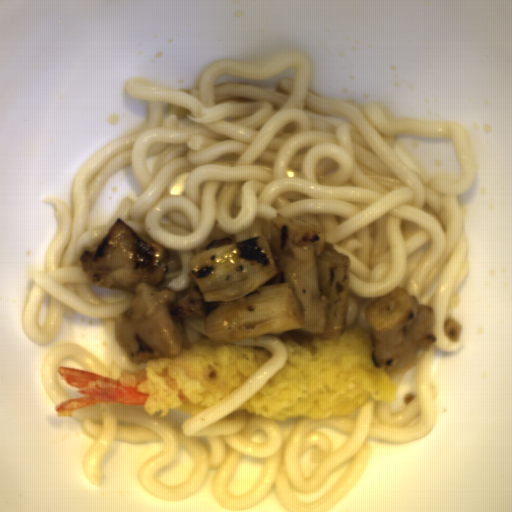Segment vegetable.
I'll list each match as a JSON object with an SVG mask.
<instances>
[{
    "label": "vegetable",
    "mask_w": 512,
    "mask_h": 512,
    "mask_svg": "<svg viewBox=\"0 0 512 512\" xmlns=\"http://www.w3.org/2000/svg\"><path fill=\"white\" fill-rule=\"evenodd\" d=\"M318 281L320 292L327 297L326 327L316 333L319 338L337 340L347 325L350 261L349 257L324 246V251L317 255Z\"/></svg>",
    "instance_id": "obj_2"
},
{
    "label": "vegetable",
    "mask_w": 512,
    "mask_h": 512,
    "mask_svg": "<svg viewBox=\"0 0 512 512\" xmlns=\"http://www.w3.org/2000/svg\"><path fill=\"white\" fill-rule=\"evenodd\" d=\"M188 265L191 288L171 313L178 319L200 315L211 341L289 333L304 324L290 282L269 283L280 272L268 235L213 241Z\"/></svg>",
    "instance_id": "obj_1"
}]
</instances>
